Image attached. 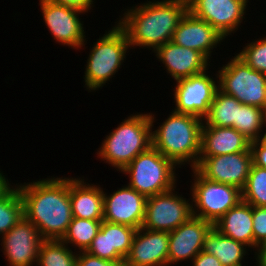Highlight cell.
I'll return each mask as SVG.
<instances>
[{"label": "cell", "mask_w": 266, "mask_h": 266, "mask_svg": "<svg viewBox=\"0 0 266 266\" xmlns=\"http://www.w3.org/2000/svg\"><path fill=\"white\" fill-rule=\"evenodd\" d=\"M232 127L251 142L259 140L263 136L262 108L239 103L237 121Z\"/></svg>", "instance_id": "29"}, {"label": "cell", "mask_w": 266, "mask_h": 266, "mask_svg": "<svg viewBox=\"0 0 266 266\" xmlns=\"http://www.w3.org/2000/svg\"><path fill=\"white\" fill-rule=\"evenodd\" d=\"M102 221L73 217L61 241L67 245L73 244L80 251H86L99 232Z\"/></svg>", "instance_id": "26"}, {"label": "cell", "mask_w": 266, "mask_h": 266, "mask_svg": "<svg viewBox=\"0 0 266 266\" xmlns=\"http://www.w3.org/2000/svg\"><path fill=\"white\" fill-rule=\"evenodd\" d=\"M246 247L212 227L205 237L202 251L214 255L222 266H242V259L248 254Z\"/></svg>", "instance_id": "24"}, {"label": "cell", "mask_w": 266, "mask_h": 266, "mask_svg": "<svg viewBox=\"0 0 266 266\" xmlns=\"http://www.w3.org/2000/svg\"><path fill=\"white\" fill-rule=\"evenodd\" d=\"M76 266H125V262H114L90 255L86 251H78Z\"/></svg>", "instance_id": "33"}, {"label": "cell", "mask_w": 266, "mask_h": 266, "mask_svg": "<svg viewBox=\"0 0 266 266\" xmlns=\"http://www.w3.org/2000/svg\"><path fill=\"white\" fill-rule=\"evenodd\" d=\"M257 266H266V242L257 246Z\"/></svg>", "instance_id": "37"}, {"label": "cell", "mask_w": 266, "mask_h": 266, "mask_svg": "<svg viewBox=\"0 0 266 266\" xmlns=\"http://www.w3.org/2000/svg\"><path fill=\"white\" fill-rule=\"evenodd\" d=\"M171 77L176 81L198 75L208 70V59L199 51L182 47L172 41L166 42L155 51Z\"/></svg>", "instance_id": "20"}, {"label": "cell", "mask_w": 266, "mask_h": 266, "mask_svg": "<svg viewBox=\"0 0 266 266\" xmlns=\"http://www.w3.org/2000/svg\"><path fill=\"white\" fill-rule=\"evenodd\" d=\"M188 11L214 27L224 38L234 34L246 15L248 0H187Z\"/></svg>", "instance_id": "13"}, {"label": "cell", "mask_w": 266, "mask_h": 266, "mask_svg": "<svg viewBox=\"0 0 266 266\" xmlns=\"http://www.w3.org/2000/svg\"><path fill=\"white\" fill-rule=\"evenodd\" d=\"M176 166L151 146L137 155L121 172L129 174L128 185L132 189L150 197L176 188Z\"/></svg>", "instance_id": "6"}, {"label": "cell", "mask_w": 266, "mask_h": 266, "mask_svg": "<svg viewBox=\"0 0 266 266\" xmlns=\"http://www.w3.org/2000/svg\"><path fill=\"white\" fill-rule=\"evenodd\" d=\"M130 44L125 30L117 23L105 32L91 48L85 70V86L97 90L118 72L126 59Z\"/></svg>", "instance_id": "5"}, {"label": "cell", "mask_w": 266, "mask_h": 266, "mask_svg": "<svg viewBox=\"0 0 266 266\" xmlns=\"http://www.w3.org/2000/svg\"><path fill=\"white\" fill-rule=\"evenodd\" d=\"M203 120L189 114L175 112L152 131V146L176 165L195 168L198 164L201 148Z\"/></svg>", "instance_id": "3"}, {"label": "cell", "mask_w": 266, "mask_h": 266, "mask_svg": "<svg viewBox=\"0 0 266 266\" xmlns=\"http://www.w3.org/2000/svg\"><path fill=\"white\" fill-rule=\"evenodd\" d=\"M251 141L233 127L208 126L205 122L201 131L199 157L247 151Z\"/></svg>", "instance_id": "21"}, {"label": "cell", "mask_w": 266, "mask_h": 266, "mask_svg": "<svg viewBox=\"0 0 266 266\" xmlns=\"http://www.w3.org/2000/svg\"><path fill=\"white\" fill-rule=\"evenodd\" d=\"M191 169L195 177L190 188L194 206L193 216L214 225L230 208L242 200V192L235 186L208 180L195 168Z\"/></svg>", "instance_id": "8"}, {"label": "cell", "mask_w": 266, "mask_h": 266, "mask_svg": "<svg viewBox=\"0 0 266 266\" xmlns=\"http://www.w3.org/2000/svg\"><path fill=\"white\" fill-rule=\"evenodd\" d=\"M3 253L9 266H32L37 263L41 237L37 227L24 216L1 236Z\"/></svg>", "instance_id": "14"}, {"label": "cell", "mask_w": 266, "mask_h": 266, "mask_svg": "<svg viewBox=\"0 0 266 266\" xmlns=\"http://www.w3.org/2000/svg\"><path fill=\"white\" fill-rule=\"evenodd\" d=\"M192 266H222L221 262L212 254L204 251L198 253L192 260Z\"/></svg>", "instance_id": "35"}, {"label": "cell", "mask_w": 266, "mask_h": 266, "mask_svg": "<svg viewBox=\"0 0 266 266\" xmlns=\"http://www.w3.org/2000/svg\"><path fill=\"white\" fill-rule=\"evenodd\" d=\"M242 200L252 206H266V169L252 163L244 188Z\"/></svg>", "instance_id": "30"}, {"label": "cell", "mask_w": 266, "mask_h": 266, "mask_svg": "<svg viewBox=\"0 0 266 266\" xmlns=\"http://www.w3.org/2000/svg\"><path fill=\"white\" fill-rule=\"evenodd\" d=\"M169 232L137 229L125 266H168Z\"/></svg>", "instance_id": "18"}, {"label": "cell", "mask_w": 266, "mask_h": 266, "mask_svg": "<svg viewBox=\"0 0 266 266\" xmlns=\"http://www.w3.org/2000/svg\"><path fill=\"white\" fill-rule=\"evenodd\" d=\"M23 216V201L15 185L0 195V236L5 235Z\"/></svg>", "instance_id": "28"}, {"label": "cell", "mask_w": 266, "mask_h": 266, "mask_svg": "<svg viewBox=\"0 0 266 266\" xmlns=\"http://www.w3.org/2000/svg\"><path fill=\"white\" fill-rule=\"evenodd\" d=\"M207 70L198 75L176 81L174 88V111L196 116L202 120L209 114L211 103L218 89Z\"/></svg>", "instance_id": "10"}, {"label": "cell", "mask_w": 266, "mask_h": 266, "mask_svg": "<svg viewBox=\"0 0 266 266\" xmlns=\"http://www.w3.org/2000/svg\"><path fill=\"white\" fill-rule=\"evenodd\" d=\"M250 149L253 164L266 169V136H262L257 141H252Z\"/></svg>", "instance_id": "34"}, {"label": "cell", "mask_w": 266, "mask_h": 266, "mask_svg": "<svg viewBox=\"0 0 266 266\" xmlns=\"http://www.w3.org/2000/svg\"><path fill=\"white\" fill-rule=\"evenodd\" d=\"M254 248L266 242V206H253Z\"/></svg>", "instance_id": "32"}, {"label": "cell", "mask_w": 266, "mask_h": 266, "mask_svg": "<svg viewBox=\"0 0 266 266\" xmlns=\"http://www.w3.org/2000/svg\"><path fill=\"white\" fill-rule=\"evenodd\" d=\"M137 229L102 221L99 232L86 250L90 255L114 262H125Z\"/></svg>", "instance_id": "17"}, {"label": "cell", "mask_w": 266, "mask_h": 266, "mask_svg": "<svg viewBox=\"0 0 266 266\" xmlns=\"http://www.w3.org/2000/svg\"><path fill=\"white\" fill-rule=\"evenodd\" d=\"M12 185L9 184L8 179L0 171V195L6 192Z\"/></svg>", "instance_id": "38"}, {"label": "cell", "mask_w": 266, "mask_h": 266, "mask_svg": "<svg viewBox=\"0 0 266 266\" xmlns=\"http://www.w3.org/2000/svg\"><path fill=\"white\" fill-rule=\"evenodd\" d=\"M67 246L61 240H44L40 245L37 265L76 266L77 253Z\"/></svg>", "instance_id": "27"}, {"label": "cell", "mask_w": 266, "mask_h": 266, "mask_svg": "<svg viewBox=\"0 0 266 266\" xmlns=\"http://www.w3.org/2000/svg\"><path fill=\"white\" fill-rule=\"evenodd\" d=\"M223 39L225 40L214 27L187 11L174 31L171 41L182 47L197 50L210 59L211 50Z\"/></svg>", "instance_id": "19"}, {"label": "cell", "mask_w": 266, "mask_h": 266, "mask_svg": "<svg viewBox=\"0 0 266 266\" xmlns=\"http://www.w3.org/2000/svg\"><path fill=\"white\" fill-rule=\"evenodd\" d=\"M39 2L44 22L55 41L73 49L85 45L84 27L79 19V14H85V12L49 0H40Z\"/></svg>", "instance_id": "12"}, {"label": "cell", "mask_w": 266, "mask_h": 266, "mask_svg": "<svg viewBox=\"0 0 266 266\" xmlns=\"http://www.w3.org/2000/svg\"><path fill=\"white\" fill-rule=\"evenodd\" d=\"M187 11V0H155L127 9L117 22L125 30L130 47L143 46L155 51L172 40Z\"/></svg>", "instance_id": "2"}, {"label": "cell", "mask_w": 266, "mask_h": 266, "mask_svg": "<svg viewBox=\"0 0 266 266\" xmlns=\"http://www.w3.org/2000/svg\"><path fill=\"white\" fill-rule=\"evenodd\" d=\"M146 201V196L129 185L109 195L103 191V220L139 229L144 220Z\"/></svg>", "instance_id": "15"}, {"label": "cell", "mask_w": 266, "mask_h": 266, "mask_svg": "<svg viewBox=\"0 0 266 266\" xmlns=\"http://www.w3.org/2000/svg\"><path fill=\"white\" fill-rule=\"evenodd\" d=\"M222 235L254 248L253 206L241 200L230 208L214 225Z\"/></svg>", "instance_id": "23"}, {"label": "cell", "mask_w": 266, "mask_h": 266, "mask_svg": "<svg viewBox=\"0 0 266 266\" xmlns=\"http://www.w3.org/2000/svg\"><path fill=\"white\" fill-rule=\"evenodd\" d=\"M230 60L216 73L218 89L243 105L262 108L266 104V74L252 69L237 55Z\"/></svg>", "instance_id": "7"}, {"label": "cell", "mask_w": 266, "mask_h": 266, "mask_svg": "<svg viewBox=\"0 0 266 266\" xmlns=\"http://www.w3.org/2000/svg\"><path fill=\"white\" fill-rule=\"evenodd\" d=\"M212 227L209 221L192 216L169 232L168 266L185 259L192 261L202 251L205 237Z\"/></svg>", "instance_id": "16"}, {"label": "cell", "mask_w": 266, "mask_h": 266, "mask_svg": "<svg viewBox=\"0 0 266 266\" xmlns=\"http://www.w3.org/2000/svg\"><path fill=\"white\" fill-rule=\"evenodd\" d=\"M174 190L147 197L142 228L171 232L193 216L192 203Z\"/></svg>", "instance_id": "9"}, {"label": "cell", "mask_w": 266, "mask_h": 266, "mask_svg": "<svg viewBox=\"0 0 266 266\" xmlns=\"http://www.w3.org/2000/svg\"><path fill=\"white\" fill-rule=\"evenodd\" d=\"M154 114L130 115L102 142L99 158L120 172L140 153L152 146Z\"/></svg>", "instance_id": "4"}, {"label": "cell", "mask_w": 266, "mask_h": 266, "mask_svg": "<svg viewBox=\"0 0 266 266\" xmlns=\"http://www.w3.org/2000/svg\"><path fill=\"white\" fill-rule=\"evenodd\" d=\"M24 217L44 240H61L72 221L69 178H46L17 185Z\"/></svg>", "instance_id": "1"}, {"label": "cell", "mask_w": 266, "mask_h": 266, "mask_svg": "<svg viewBox=\"0 0 266 266\" xmlns=\"http://www.w3.org/2000/svg\"><path fill=\"white\" fill-rule=\"evenodd\" d=\"M252 152L247 151L199 157L195 169L206 179L235 186L242 190L249 175Z\"/></svg>", "instance_id": "11"}, {"label": "cell", "mask_w": 266, "mask_h": 266, "mask_svg": "<svg viewBox=\"0 0 266 266\" xmlns=\"http://www.w3.org/2000/svg\"><path fill=\"white\" fill-rule=\"evenodd\" d=\"M262 126H266V104L262 107ZM263 136H266V130Z\"/></svg>", "instance_id": "39"}, {"label": "cell", "mask_w": 266, "mask_h": 266, "mask_svg": "<svg viewBox=\"0 0 266 266\" xmlns=\"http://www.w3.org/2000/svg\"><path fill=\"white\" fill-rule=\"evenodd\" d=\"M53 3L73 7L83 12H88L91 9L93 0H49Z\"/></svg>", "instance_id": "36"}, {"label": "cell", "mask_w": 266, "mask_h": 266, "mask_svg": "<svg viewBox=\"0 0 266 266\" xmlns=\"http://www.w3.org/2000/svg\"><path fill=\"white\" fill-rule=\"evenodd\" d=\"M239 103L235 97L217 89L209 114L203 121L208 126L232 127L237 121Z\"/></svg>", "instance_id": "25"}, {"label": "cell", "mask_w": 266, "mask_h": 266, "mask_svg": "<svg viewBox=\"0 0 266 266\" xmlns=\"http://www.w3.org/2000/svg\"><path fill=\"white\" fill-rule=\"evenodd\" d=\"M84 181V178H69L72 216L89 220H103V189Z\"/></svg>", "instance_id": "22"}, {"label": "cell", "mask_w": 266, "mask_h": 266, "mask_svg": "<svg viewBox=\"0 0 266 266\" xmlns=\"http://www.w3.org/2000/svg\"><path fill=\"white\" fill-rule=\"evenodd\" d=\"M236 55L252 69L266 74V37L248 43Z\"/></svg>", "instance_id": "31"}]
</instances>
